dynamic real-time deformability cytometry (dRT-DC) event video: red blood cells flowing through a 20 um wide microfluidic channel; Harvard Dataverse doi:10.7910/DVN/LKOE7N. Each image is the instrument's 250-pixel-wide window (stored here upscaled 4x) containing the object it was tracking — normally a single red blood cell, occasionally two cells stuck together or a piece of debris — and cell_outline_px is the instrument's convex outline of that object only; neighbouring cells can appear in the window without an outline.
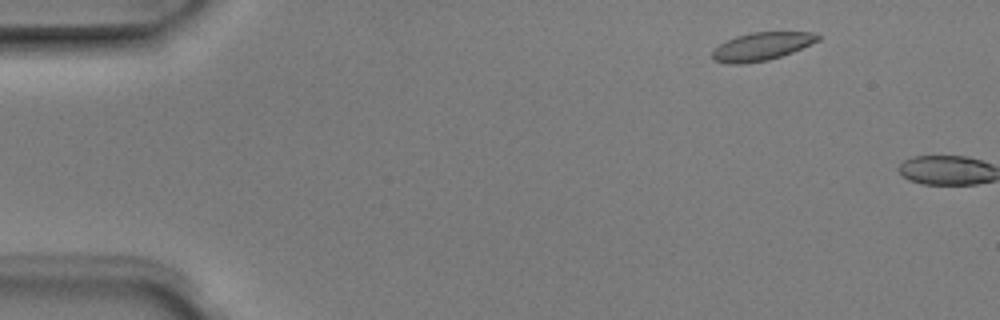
{"species": "Egyptian fruit bat (a non-hibernating species)", "species_latin": "Rousettus aegyptiacus", "temperature_condition": "room temperature", "stored_images_in_passage": 2, "camera_frame_rate_fps": 3000, "um_per_image_px": 0.085, "animal": {"sex": "male"}, "frame": {"image": 1, "passage_image": 1, "time_ms": 0.0, "image_size_px": [1000, 320], "cell_outline_px": [[820, 40], [812, 44], [792, 52], [768, 60], [740, 64], [728, 64], [716, 60], [712, 56], [712, 52], [720, 44], [736, 36], [752, 32], [812, 32], [820, 36]], "centroid_in_image_um": [64.77, 3.94], "position_along_channel_um": 20.2, "area_um2": 17.05}}